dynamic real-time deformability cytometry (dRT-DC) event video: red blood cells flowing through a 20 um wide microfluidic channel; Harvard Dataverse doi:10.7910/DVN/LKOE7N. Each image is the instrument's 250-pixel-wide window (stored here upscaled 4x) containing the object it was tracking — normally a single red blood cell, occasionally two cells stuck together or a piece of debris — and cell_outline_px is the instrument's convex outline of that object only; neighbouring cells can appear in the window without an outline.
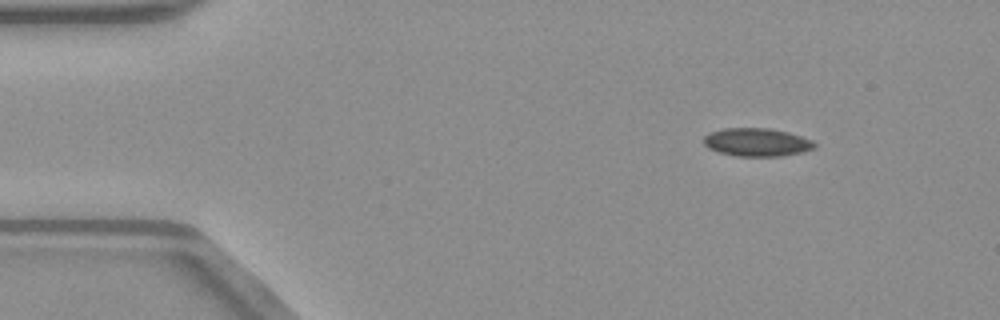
{"species": "common noctule bat (a hibernating species)", "species_latin": "Nyctalus noctula", "temperature_condition": "warm", "stored_images_in_passage": 46, "camera_frame_rate_fps": 3000, "um_per_image_px": 0.085, "animal": {"sex": "male", "body_mass_g": 23.1, "forearm_length_mm": 52.7}, "frame": {"image": 1, "passage_image": 1, "time_ms": 0.0, "image_size_px": [1000, 320], "cell_outline_px": [[816, 148], [804, 152], [780, 156], [736, 156], [720, 152], [708, 148], [704, 144], [704, 136], [712, 132], [724, 128], [768, 128], [788, 132], [812, 140], [816, 144]], "centroid_in_image_um": [64.36, 12.09], "position_along_channel_um": 20.6, "area_um2": 18.15}}
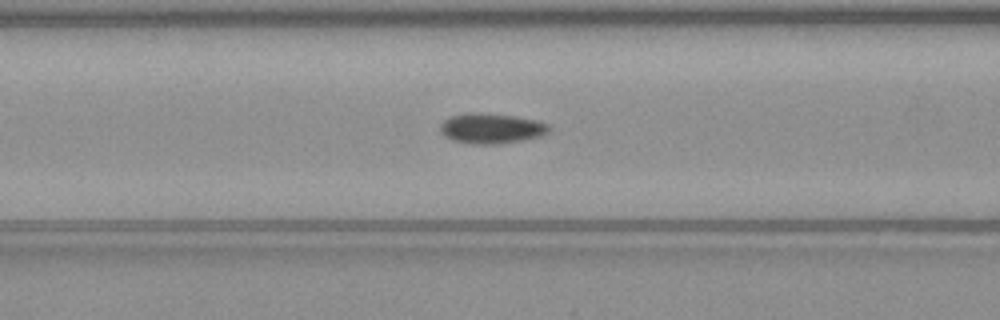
{"frame": {"image": 2, "passage_image": 15, "time_ms": 4.667, "image_size_px": [1000, 320], "cell_outline_px": [[552, 128], [548, 132], [540, 136], [524, 140], [500, 144], [472, 144], [452, 140], [444, 136], [440, 132], [440, 124], [444, 120], [452, 116], [472, 112], [476, 112], [516, 116], [536, 120], [548, 124]], "centroid_in_image_um": [41.77, 10.92], "position_along_channel_um": 124.8, "area_um2": 19.31}}
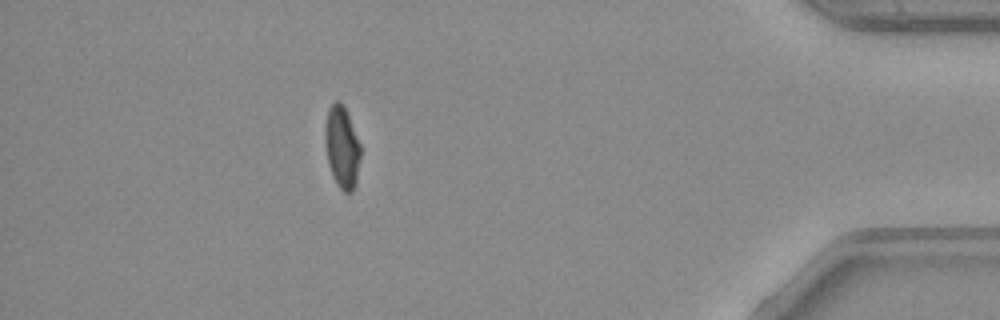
{"frame": {"image": 3, "passage_image": 40, "time_ms": 13.0, "image_size_px": [1000, 320], "cell_outline_px": [[360, 156], [356, 184], [352, 192], [344, 192], [336, 184], [328, 164], [324, 136], [324, 128], [328, 108], [336, 100], [340, 100], [344, 104], [360, 144]], "centroid_in_image_um": [29.05, 12.48], "position_along_channel_um": 406.1, "area_um2": 17.11}, "authors_computed_cell_mechanics": {"area_um2": 18.3804, "velocity_mm_per_s": 4.0305, "shape_relaxation_time_tau1_ms": null, "shape_relaxation_time_tau2_ms": 8.2016, "deformation_change_tau1": null, "deformation_change_tau2": 0.1326}}